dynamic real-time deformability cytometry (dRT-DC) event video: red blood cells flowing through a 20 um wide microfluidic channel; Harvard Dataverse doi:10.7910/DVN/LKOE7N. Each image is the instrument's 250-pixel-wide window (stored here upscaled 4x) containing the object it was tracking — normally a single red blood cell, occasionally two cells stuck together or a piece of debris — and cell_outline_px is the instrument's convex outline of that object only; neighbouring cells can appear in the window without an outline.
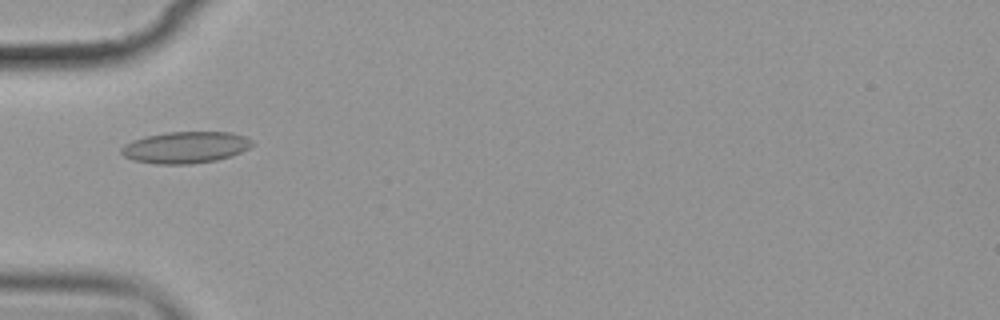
{"species": "common noctule bat (a hibernating species)", "species_latin": "Nyctalus noctula", "temperature_condition": "cold", "stored_images_in_passage": 8, "camera_frame_rate_fps": 3000, "um_per_image_px": 0.085, "animal": {"sex": "female", "body_mass_g": 19.9}, "frame": {"image": 1, "passage_image": 6, "time_ms": 6.0, "image_size_px": [1000, 320], "cell_outline_px": [[252, 144], [248, 148], [232, 156], [216, 160], [192, 164], [156, 164], [132, 160], [124, 156], [120, 152], [120, 148], [124, 144], [132, 140], [144, 136], [168, 132], [232, 132], [244, 136], [252, 140]], "centroid_in_image_um": [15.73, 12.53], "position_along_channel_um": 69.3, "area_um2": 24.22}}
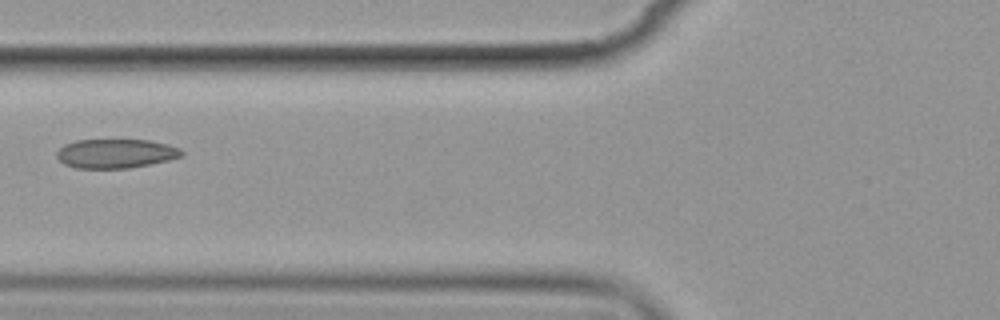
{"frame": {"image": 2, "passage_image": 7, "time_ms": 7.333, "image_size_px": [1000, 320], "cell_outline_px": [[184, 156], [168, 160], [128, 168], [76, 168], [64, 164], [56, 156], [56, 152], [64, 144], [76, 140], [148, 140], [168, 144], [180, 148], [184, 152]], "centroid_in_image_um": [9.84, 13.04], "position_along_channel_um": 116.0, "area_um2": 21.21}}
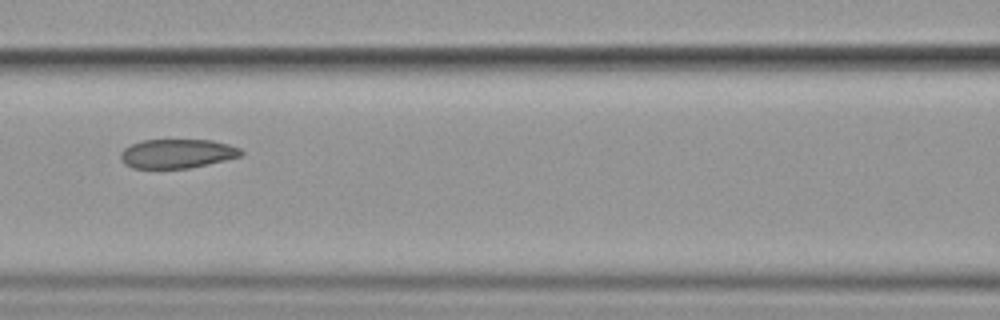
{"frame": {"image": 3, "passage_image": 8, "time_ms": 8.333, "image_size_px": [1000, 320], "cell_outline_px": [[244, 152], [240, 156], [208, 164], [188, 168], [132, 168], [124, 164], [120, 160], [120, 152], [124, 148], [132, 144], [144, 140], [212, 140], [228, 144], [240, 148]], "centroid_in_image_um": [15.03, 13.06], "position_along_channel_um": 151.6, "area_um2": 20.4}}